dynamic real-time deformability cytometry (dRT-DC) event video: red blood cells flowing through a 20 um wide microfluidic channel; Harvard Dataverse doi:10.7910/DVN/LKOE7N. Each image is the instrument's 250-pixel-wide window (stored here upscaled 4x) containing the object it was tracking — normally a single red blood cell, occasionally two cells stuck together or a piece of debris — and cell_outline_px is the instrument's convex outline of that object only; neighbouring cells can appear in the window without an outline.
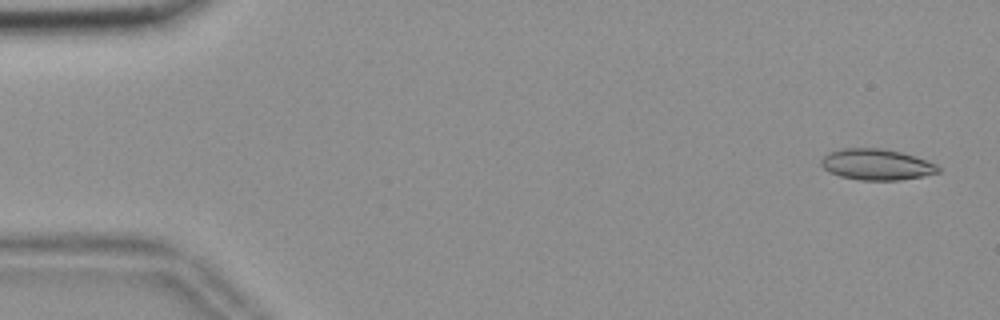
{"species": "common noctule bat (a hibernating species)", "species_latin": "Nyctalus noctula", "temperature_condition": "room temperature", "stored_images_in_passage": 55, "camera_frame_rate_fps": 3000, "um_per_image_px": 0.085, "animal": {"sex": "female", "body_mass_g": 18.4}, "frame": {"image": 1, "passage_image": 2, "time_ms": 0.333, "image_size_px": [1000, 320], "cell_outline_px": [[940, 172], [900, 180], [860, 180], [840, 176], [828, 172], [820, 164], [820, 160], [828, 152], [844, 148], [880, 148], [900, 152], [936, 164], [940, 168]], "centroid_in_image_um": [74.45, 13.98], "position_along_channel_um": 10.5, "area_um2": 20.98}}
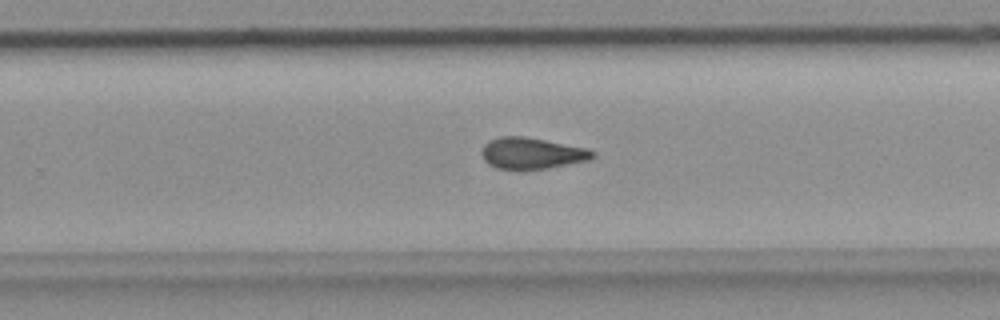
{"frame": {"image": 2, "passage_image": 35, "time_ms": 11.333, "image_size_px": [1000, 320], "cell_outline_px": [[596, 156], [588, 160], [548, 168], [516, 172], [496, 168], [488, 164], [484, 160], [480, 152], [484, 144], [488, 140], [500, 136], [524, 136], [588, 148], [596, 152]], "centroid_in_image_um": [45.16, 13.05], "position_along_channel_um": 284.6, "area_um2": 20.92}}
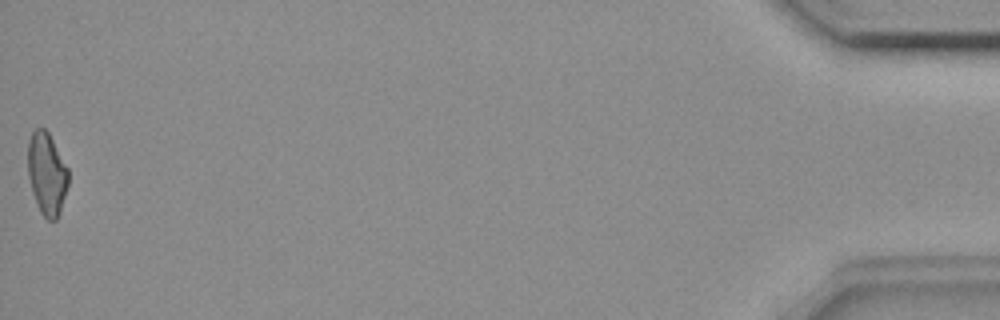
{"frame": {"image": 3, "passage_image": 55, "time_ms": 18.0, "image_size_px": [1000, 320], "cell_outline_px": [[68, 184], [60, 212], [56, 220], [48, 220], [40, 212], [32, 192], [28, 176], [28, 140], [32, 132], [36, 128], [44, 128], [48, 132], [68, 168]], "centroid_in_image_um": [3.97, 14.76], "position_along_channel_um": 431.2, "area_um2": 19.36}, "authors_computed_cell_mechanics": {"area_um2": 20.519, "velocity_mm_per_s": 3.677, "shape_relaxation_time_tau1_ms": null, "shape_relaxation_time_tau2_ms": 3.7763, "deformation_change_tau1": null, "deformation_change_tau2": 0.1074}}